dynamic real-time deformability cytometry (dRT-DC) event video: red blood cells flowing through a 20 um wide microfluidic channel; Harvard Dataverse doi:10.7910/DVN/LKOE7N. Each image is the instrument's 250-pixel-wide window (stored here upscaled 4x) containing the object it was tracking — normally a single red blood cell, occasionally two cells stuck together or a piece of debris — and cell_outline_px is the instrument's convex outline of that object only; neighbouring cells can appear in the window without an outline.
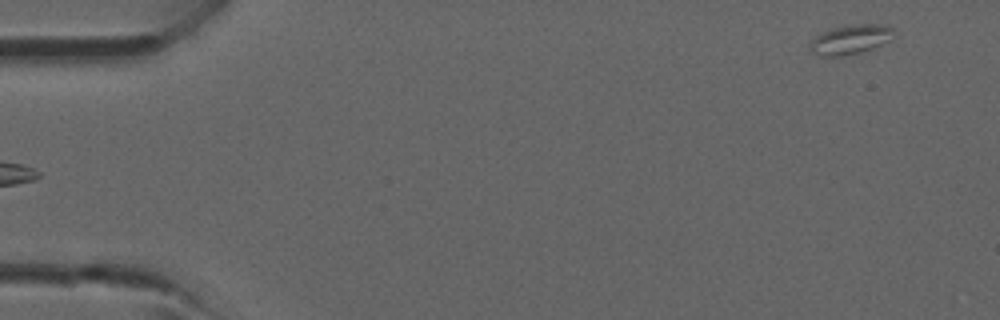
{"species": "common noctule bat (a hibernating species)", "species_latin": "Nyctalus noctula", "temperature_condition": "room temperature", "stored_images_in_passage": 4, "camera_frame_rate_fps": 3000, "um_per_image_px": 0.085, "animal": {"sex": "male", "forearm_length_mm": 52.5}, "frame": {"image": 1, "passage_image": 4, "time_ms": 3.333, "image_size_px": [1000, 320], "cell_outline_px": [[896, 32], [892, 40], [860, 52], [840, 56], [820, 56], [812, 52], [808, 48], [812, 40], [816, 36], [832, 28], [852, 24], [880, 24], [896, 28]], "centroid_in_image_um": [72.34, 3.34], "position_along_channel_um": 12.7, "area_um2": 14.45}}